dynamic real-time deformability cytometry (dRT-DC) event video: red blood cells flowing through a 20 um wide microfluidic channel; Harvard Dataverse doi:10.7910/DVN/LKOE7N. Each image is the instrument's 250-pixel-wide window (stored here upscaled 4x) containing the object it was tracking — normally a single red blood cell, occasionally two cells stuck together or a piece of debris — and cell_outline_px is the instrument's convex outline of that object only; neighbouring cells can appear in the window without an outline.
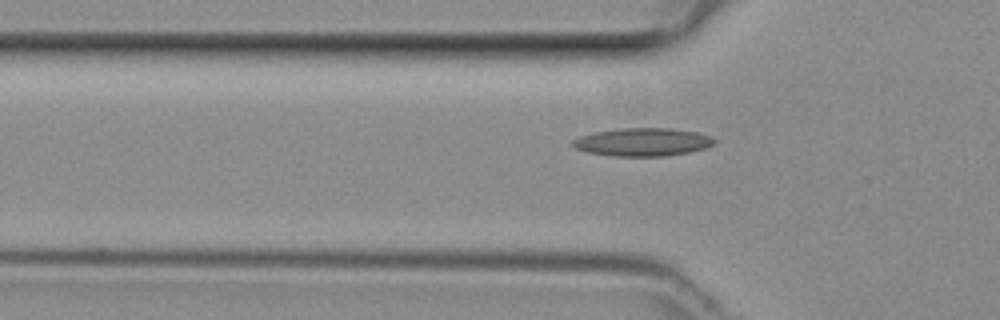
{"species": "common noctule bat (a hibernating species)", "species_latin": "Nyctalus noctula", "temperature_condition": "room temperature", "stored_images_in_passage": 35, "camera_frame_rate_fps": 3000, "um_per_image_px": 0.085, "animal": {"sex": "female", "body_mass_g": 29.2, "forearm_length_mm": 56.3}, "frame": {"image": 1, "passage_image": 10, "time_ms": 3.0, "image_size_px": [1000, 320], "cell_outline_px": [[716, 140], [712, 144], [704, 148], [688, 152], [664, 156], [612, 156], [588, 152], [576, 148], [568, 144], [572, 140], [580, 136], [592, 132], [624, 128], [668, 128], [700, 132], [712, 136]], "centroid_in_image_um": [54.6, 12.06], "position_along_channel_um": 71.2, "area_um2": 23.24}}
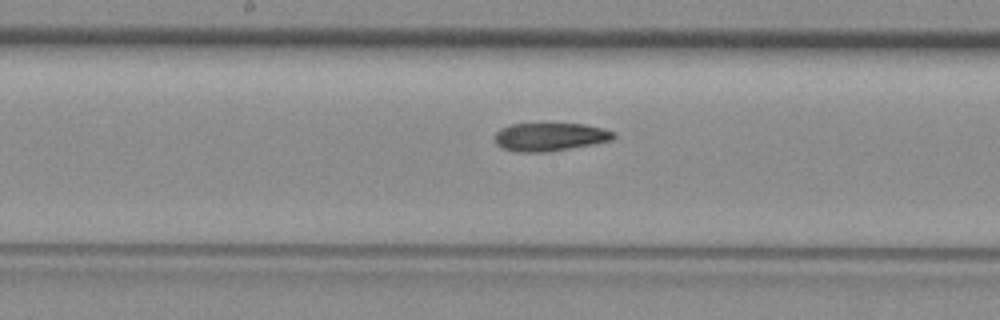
{"frame": {"image": 2, "passage_image": 19, "time_ms": 6.0, "image_size_px": [1000, 320], "cell_outline_px": [[616, 136], [612, 140], [592, 144], [544, 152], [516, 152], [504, 148], [496, 144], [492, 136], [500, 128], [508, 124], [584, 124], [604, 128], [616, 132]], "centroid_in_image_um": [46.72, 11.62], "position_along_channel_um": 201.5, "area_um2": 19.59}}
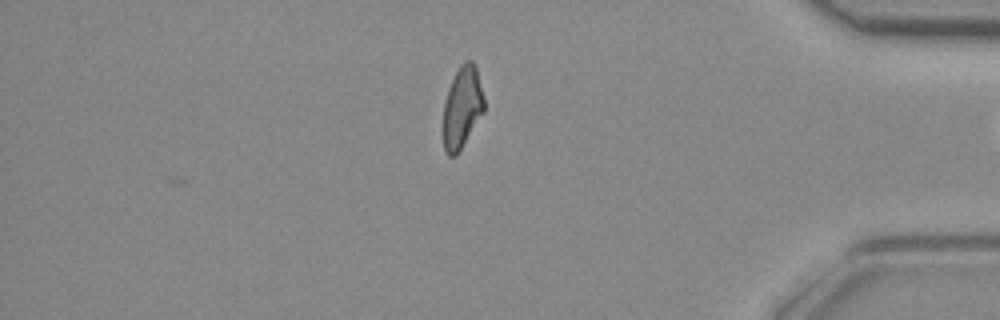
{"frame": {"image": 3, "passage_image": 35, "time_ms": 11.333, "image_size_px": [1000, 320], "cell_outline_px": [[484, 112], [456, 156], [448, 156], [444, 152], [444, 100], [448, 88], [460, 64], [464, 60], [472, 60], [476, 64], [484, 96]], "centroid_in_image_um": [39.3, 9.09], "position_along_channel_um": 395.9, "area_um2": 19.59}}